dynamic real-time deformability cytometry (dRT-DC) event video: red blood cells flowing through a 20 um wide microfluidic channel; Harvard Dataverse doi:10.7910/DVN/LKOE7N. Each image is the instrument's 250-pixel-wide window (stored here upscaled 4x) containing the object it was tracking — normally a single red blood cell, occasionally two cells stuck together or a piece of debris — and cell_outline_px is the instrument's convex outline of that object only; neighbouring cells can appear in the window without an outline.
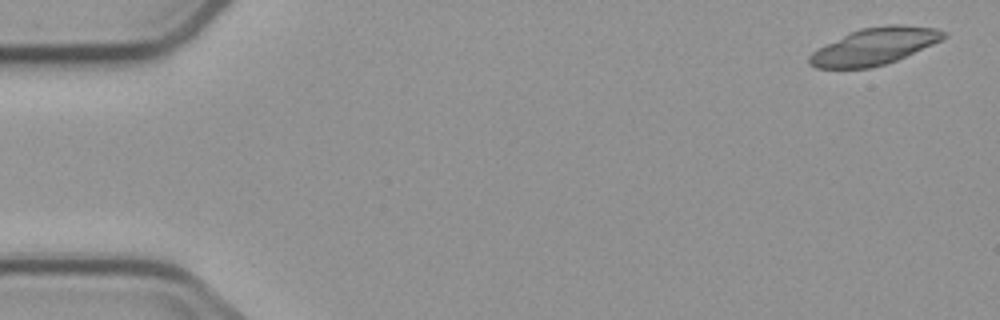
{"species": "common noctule bat (a hibernating species)", "species_latin": "Nyctalus noctula", "temperature_condition": "cold", "stored_images_in_passage": 4, "segment_of_instrument_passage": [2, 2], "camera_frame_rate_fps": 3000, "um_per_image_px": 0.085, "animal": {"sex": "male", "body_mass_g": 23.1, "forearm_length_mm": 52.7}, "frame": {"image": 1, "passage_image": 4, "time_ms": 3.667, "image_size_px": [1000, 320], "cell_outline_px": [[948, 36], [932, 44], [896, 60], [872, 68], [816, 68], [808, 64], [808, 56], [812, 52], [848, 32], [860, 28], [888, 24], [900, 24], [936, 28], [948, 32]], "centroid_in_image_um": [74.32, 3.92], "position_along_channel_um": 10.7, "area_um2": 28.78}}